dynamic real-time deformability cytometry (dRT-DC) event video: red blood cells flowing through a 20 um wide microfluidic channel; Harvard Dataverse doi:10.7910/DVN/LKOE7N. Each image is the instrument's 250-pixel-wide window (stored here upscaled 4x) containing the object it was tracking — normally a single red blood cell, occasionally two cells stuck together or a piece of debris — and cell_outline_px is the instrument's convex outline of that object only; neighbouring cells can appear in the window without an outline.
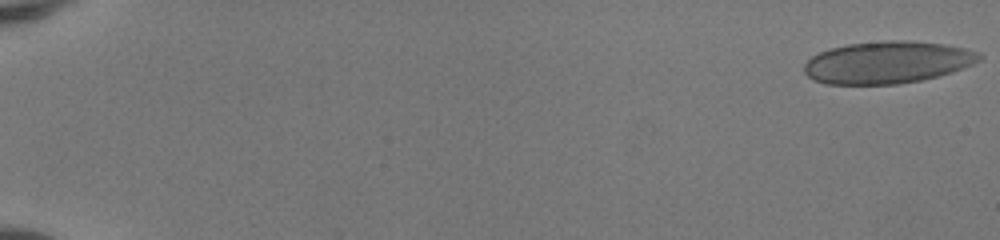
{"species": "human", "species_latin": "Homo sapiens", "temperature_condition": "room temperature", "stored_images_in_passage": 51, "camera_frame_rate_fps": 3000, "um_per_image_px": 0.085, "donor": {"sex": "female"}, "frame": {"image": 1, "passage_image": 1, "time_ms": 0.0, "image_size_px": [1000, 240], "cell_outline_px": [[984, 56], [980, 60], [972, 64], [952, 72], [920, 80], [896, 84], [824, 84], [808, 76], [804, 72], [804, 64], [812, 56], [820, 52], [832, 48], [848, 44], [888, 40], [908, 40], [944, 44], [968, 48], [980, 52]], "centroid_in_image_um": [75.46, 5.29], "position_along_channel_um": 9.5, "area_um2": 43.0}}
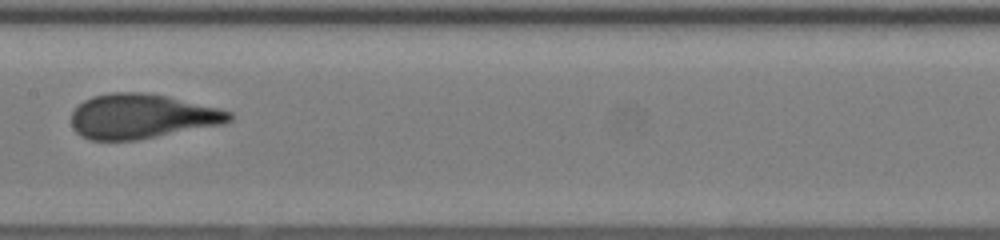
{"frame": {"image": 2, "passage_image": 29, "time_ms": 9.333, "image_size_px": [1000, 240], "cell_outline_px": [[232, 120], [224, 124], [136, 140], [92, 140], [80, 136], [72, 128], [72, 112], [84, 100], [92, 96], [112, 92], [140, 92], [168, 96], [220, 108], [232, 112]], "centroid_in_image_um": [12.06, 9.88], "position_along_channel_um": 195.3, "area_um2": 41.15}}
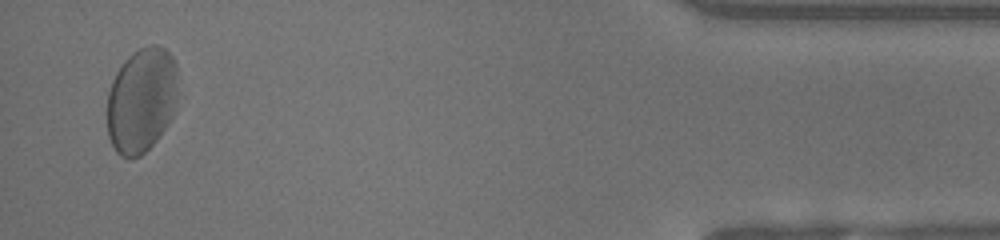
{"frame": {"image": 3, "passage_image": 50, "time_ms": 16.333, "image_size_px": [1000, 240], "cell_outline_px": [[176, 92], [172, 116], [168, 124], [156, 140], [140, 156], [132, 160], [128, 160], [120, 156], [116, 152], [108, 136], [108, 92], [112, 80], [116, 72], [124, 60], [132, 52], [148, 44], [156, 44], [164, 48], [172, 56], [176, 64]], "centroid_in_image_um": [12.0, 8.52], "position_along_channel_um": 423.2, "area_um2": 43.47}, "authors_computed_cell_mechanics": {"area_um2": 41.5004, "velocity_mm_per_s": 4.1311, "shape_relaxation_time_tau1_ms": 2.771, "shape_relaxation_time_tau2_ms": null, "deformation_change_tau1": 0.113, "deformation_change_tau2": null}}